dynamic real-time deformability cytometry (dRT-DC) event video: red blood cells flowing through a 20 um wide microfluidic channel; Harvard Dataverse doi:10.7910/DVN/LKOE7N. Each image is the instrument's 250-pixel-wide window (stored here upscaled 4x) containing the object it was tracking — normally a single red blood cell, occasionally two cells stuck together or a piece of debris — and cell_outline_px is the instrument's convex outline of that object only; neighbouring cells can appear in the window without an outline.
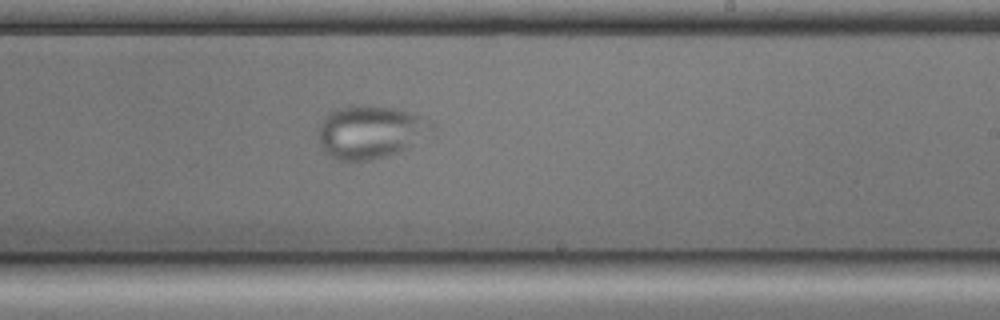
{"species": "common noctule bat (a hibernating species)", "species_latin": "Nyctalus noctula", "temperature_condition": "cold", "stored_images_in_passage": 55, "camera_frame_rate_fps": 3000, "um_per_image_px": 0.085, "animal": {"sex": "male", "body_mass_g": 17.9, "forearm_length_mm": 54.2}, "frame": {"image": 1, "passage_image": 32, "time_ms": 10.333, "image_size_px": [1000, 320], "cell_outline_px": [[436, 132], [432, 136], [400, 152], [372, 160], [340, 160], [332, 156], [320, 144], [316, 128], [320, 120], [328, 112], [336, 108], [348, 104], [368, 104], [396, 108], [420, 116], [436, 124]], "centroid_in_image_um": [31.53, 11.18], "position_along_channel_um": 257.5, "area_um2": 36.18}}